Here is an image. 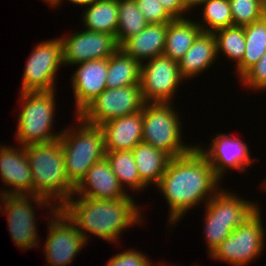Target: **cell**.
<instances>
[{
	"instance_id": "obj_1",
	"label": "cell",
	"mask_w": 266,
	"mask_h": 266,
	"mask_svg": "<svg viewBox=\"0 0 266 266\" xmlns=\"http://www.w3.org/2000/svg\"><path fill=\"white\" fill-rule=\"evenodd\" d=\"M211 164L195 146L189 153L171 158L158 190L169 205V224H176L188 210L205 204L221 189Z\"/></svg>"
},
{
	"instance_id": "obj_2",
	"label": "cell",
	"mask_w": 266,
	"mask_h": 266,
	"mask_svg": "<svg viewBox=\"0 0 266 266\" xmlns=\"http://www.w3.org/2000/svg\"><path fill=\"white\" fill-rule=\"evenodd\" d=\"M74 198L75 195H72L59 210L87 243L90 240L89 234H92L109 243L119 244L118 239L125 229L144 222L142 207L136 204L134 198Z\"/></svg>"
},
{
	"instance_id": "obj_3",
	"label": "cell",
	"mask_w": 266,
	"mask_h": 266,
	"mask_svg": "<svg viewBox=\"0 0 266 266\" xmlns=\"http://www.w3.org/2000/svg\"><path fill=\"white\" fill-rule=\"evenodd\" d=\"M24 147L32 172V195L43 197L59 209L75 190L66 174L59 139Z\"/></svg>"
},
{
	"instance_id": "obj_4",
	"label": "cell",
	"mask_w": 266,
	"mask_h": 266,
	"mask_svg": "<svg viewBox=\"0 0 266 266\" xmlns=\"http://www.w3.org/2000/svg\"><path fill=\"white\" fill-rule=\"evenodd\" d=\"M76 120L77 128L63 129L59 137L66 174L74 187L85 177L87 170L104 159L106 154L102 128L87 124L79 116Z\"/></svg>"
},
{
	"instance_id": "obj_5",
	"label": "cell",
	"mask_w": 266,
	"mask_h": 266,
	"mask_svg": "<svg viewBox=\"0 0 266 266\" xmlns=\"http://www.w3.org/2000/svg\"><path fill=\"white\" fill-rule=\"evenodd\" d=\"M55 90L22 91L19 96L21 110L17 121L16 141L20 145L50 143L61 136L52 132L56 108Z\"/></svg>"
},
{
	"instance_id": "obj_6",
	"label": "cell",
	"mask_w": 266,
	"mask_h": 266,
	"mask_svg": "<svg viewBox=\"0 0 266 266\" xmlns=\"http://www.w3.org/2000/svg\"><path fill=\"white\" fill-rule=\"evenodd\" d=\"M220 189L206 204L205 240L209 256L232 231L252 216L260 206L227 191Z\"/></svg>"
},
{
	"instance_id": "obj_7",
	"label": "cell",
	"mask_w": 266,
	"mask_h": 266,
	"mask_svg": "<svg viewBox=\"0 0 266 266\" xmlns=\"http://www.w3.org/2000/svg\"><path fill=\"white\" fill-rule=\"evenodd\" d=\"M175 109L172 103L144 102L141 110L142 142L164 151L171 158L185 155L195 147L182 142V122Z\"/></svg>"
},
{
	"instance_id": "obj_8",
	"label": "cell",
	"mask_w": 266,
	"mask_h": 266,
	"mask_svg": "<svg viewBox=\"0 0 266 266\" xmlns=\"http://www.w3.org/2000/svg\"><path fill=\"white\" fill-rule=\"evenodd\" d=\"M1 201L0 211H4V214L7 215L8 230L15 245L22 251L39 246L40 239L37 234L38 229H36L37 220L33 202L39 208L49 207L51 215L58 210L55 204L35 195H2Z\"/></svg>"
},
{
	"instance_id": "obj_9",
	"label": "cell",
	"mask_w": 266,
	"mask_h": 266,
	"mask_svg": "<svg viewBox=\"0 0 266 266\" xmlns=\"http://www.w3.org/2000/svg\"><path fill=\"white\" fill-rule=\"evenodd\" d=\"M260 208L243 224L237 226L210 255L211 259L232 266H247L254 261L265 247V227Z\"/></svg>"
},
{
	"instance_id": "obj_10",
	"label": "cell",
	"mask_w": 266,
	"mask_h": 266,
	"mask_svg": "<svg viewBox=\"0 0 266 266\" xmlns=\"http://www.w3.org/2000/svg\"><path fill=\"white\" fill-rule=\"evenodd\" d=\"M36 45L24 65L21 92L56 90L57 71L64 65L61 38L44 40Z\"/></svg>"
},
{
	"instance_id": "obj_11",
	"label": "cell",
	"mask_w": 266,
	"mask_h": 266,
	"mask_svg": "<svg viewBox=\"0 0 266 266\" xmlns=\"http://www.w3.org/2000/svg\"><path fill=\"white\" fill-rule=\"evenodd\" d=\"M143 105L140 85L106 88L77 116L87 124L101 126L110 120L138 113Z\"/></svg>"
},
{
	"instance_id": "obj_12",
	"label": "cell",
	"mask_w": 266,
	"mask_h": 266,
	"mask_svg": "<svg viewBox=\"0 0 266 266\" xmlns=\"http://www.w3.org/2000/svg\"><path fill=\"white\" fill-rule=\"evenodd\" d=\"M184 80L178 62L159 55L141 63V94L144 102L172 103Z\"/></svg>"
},
{
	"instance_id": "obj_13",
	"label": "cell",
	"mask_w": 266,
	"mask_h": 266,
	"mask_svg": "<svg viewBox=\"0 0 266 266\" xmlns=\"http://www.w3.org/2000/svg\"><path fill=\"white\" fill-rule=\"evenodd\" d=\"M49 221L43 252L45 261L47 266H67L88 243L59 209Z\"/></svg>"
},
{
	"instance_id": "obj_14",
	"label": "cell",
	"mask_w": 266,
	"mask_h": 266,
	"mask_svg": "<svg viewBox=\"0 0 266 266\" xmlns=\"http://www.w3.org/2000/svg\"><path fill=\"white\" fill-rule=\"evenodd\" d=\"M68 35L60 37L64 66H75L93 59H107L119 49L116 37L109 33L84 29Z\"/></svg>"
},
{
	"instance_id": "obj_15",
	"label": "cell",
	"mask_w": 266,
	"mask_h": 266,
	"mask_svg": "<svg viewBox=\"0 0 266 266\" xmlns=\"http://www.w3.org/2000/svg\"><path fill=\"white\" fill-rule=\"evenodd\" d=\"M211 164L215 175L222 181L224 173L230 168L238 172H246L255 159L250 158L249 146L247 143L234 137L229 133H217L209 143V148L195 145ZM222 177V179H221Z\"/></svg>"
},
{
	"instance_id": "obj_16",
	"label": "cell",
	"mask_w": 266,
	"mask_h": 266,
	"mask_svg": "<svg viewBox=\"0 0 266 266\" xmlns=\"http://www.w3.org/2000/svg\"><path fill=\"white\" fill-rule=\"evenodd\" d=\"M17 147L0 146V177L10 187L0 191L2 195H32V172L25 147Z\"/></svg>"
},
{
	"instance_id": "obj_17",
	"label": "cell",
	"mask_w": 266,
	"mask_h": 266,
	"mask_svg": "<svg viewBox=\"0 0 266 266\" xmlns=\"http://www.w3.org/2000/svg\"><path fill=\"white\" fill-rule=\"evenodd\" d=\"M72 74L71 85L74 94L76 116L106 88L107 59H93L77 64Z\"/></svg>"
},
{
	"instance_id": "obj_18",
	"label": "cell",
	"mask_w": 266,
	"mask_h": 266,
	"mask_svg": "<svg viewBox=\"0 0 266 266\" xmlns=\"http://www.w3.org/2000/svg\"><path fill=\"white\" fill-rule=\"evenodd\" d=\"M120 185L106 158L94 163L85 177L75 187L74 194L83 198L119 199L133 198Z\"/></svg>"
},
{
	"instance_id": "obj_19",
	"label": "cell",
	"mask_w": 266,
	"mask_h": 266,
	"mask_svg": "<svg viewBox=\"0 0 266 266\" xmlns=\"http://www.w3.org/2000/svg\"><path fill=\"white\" fill-rule=\"evenodd\" d=\"M100 127L104 133L105 151L132 150L142 142L143 112L110 120Z\"/></svg>"
},
{
	"instance_id": "obj_20",
	"label": "cell",
	"mask_w": 266,
	"mask_h": 266,
	"mask_svg": "<svg viewBox=\"0 0 266 266\" xmlns=\"http://www.w3.org/2000/svg\"><path fill=\"white\" fill-rule=\"evenodd\" d=\"M167 23L148 24L140 33L126 39L119 48L140 63L163 55Z\"/></svg>"
},
{
	"instance_id": "obj_21",
	"label": "cell",
	"mask_w": 266,
	"mask_h": 266,
	"mask_svg": "<svg viewBox=\"0 0 266 266\" xmlns=\"http://www.w3.org/2000/svg\"><path fill=\"white\" fill-rule=\"evenodd\" d=\"M216 41L213 33L201 32L178 62L181 77L187 79L207 71L216 61Z\"/></svg>"
},
{
	"instance_id": "obj_22",
	"label": "cell",
	"mask_w": 266,
	"mask_h": 266,
	"mask_svg": "<svg viewBox=\"0 0 266 266\" xmlns=\"http://www.w3.org/2000/svg\"><path fill=\"white\" fill-rule=\"evenodd\" d=\"M201 32L202 29L197 21L189 19V16L173 19L167 23L163 54L179 62Z\"/></svg>"
},
{
	"instance_id": "obj_23",
	"label": "cell",
	"mask_w": 266,
	"mask_h": 266,
	"mask_svg": "<svg viewBox=\"0 0 266 266\" xmlns=\"http://www.w3.org/2000/svg\"><path fill=\"white\" fill-rule=\"evenodd\" d=\"M132 153L141 181L146 186L151 183L157 186L171 157L164 151L144 142L138 143L132 149Z\"/></svg>"
},
{
	"instance_id": "obj_24",
	"label": "cell",
	"mask_w": 266,
	"mask_h": 266,
	"mask_svg": "<svg viewBox=\"0 0 266 266\" xmlns=\"http://www.w3.org/2000/svg\"><path fill=\"white\" fill-rule=\"evenodd\" d=\"M141 63L120 48L108 58L107 88L140 85Z\"/></svg>"
},
{
	"instance_id": "obj_25",
	"label": "cell",
	"mask_w": 266,
	"mask_h": 266,
	"mask_svg": "<svg viewBox=\"0 0 266 266\" xmlns=\"http://www.w3.org/2000/svg\"><path fill=\"white\" fill-rule=\"evenodd\" d=\"M83 14L86 30L105 32L116 37L118 26V0H95Z\"/></svg>"
},
{
	"instance_id": "obj_26",
	"label": "cell",
	"mask_w": 266,
	"mask_h": 266,
	"mask_svg": "<svg viewBox=\"0 0 266 266\" xmlns=\"http://www.w3.org/2000/svg\"><path fill=\"white\" fill-rule=\"evenodd\" d=\"M245 52L242 60L235 65L240 79L266 52V23L261 19L244 27Z\"/></svg>"
},
{
	"instance_id": "obj_27",
	"label": "cell",
	"mask_w": 266,
	"mask_h": 266,
	"mask_svg": "<svg viewBox=\"0 0 266 266\" xmlns=\"http://www.w3.org/2000/svg\"><path fill=\"white\" fill-rule=\"evenodd\" d=\"M105 158L124 190L125 187L136 192L146 189L139 177L132 150L106 151Z\"/></svg>"
},
{
	"instance_id": "obj_28",
	"label": "cell",
	"mask_w": 266,
	"mask_h": 266,
	"mask_svg": "<svg viewBox=\"0 0 266 266\" xmlns=\"http://www.w3.org/2000/svg\"><path fill=\"white\" fill-rule=\"evenodd\" d=\"M148 24L135 0H118L116 40L119 46L126 39L140 33Z\"/></svg>"
},
{
	"instance_id": "obj_29",
	"label": "cell",
	"mask_w": 266,
	"mask_h": 266,
	"mask_svg": "<svg viewBox=\"0 0 266 266\" xmlns=\"http://www.w3.org/2000/svg\"><path fill=\"white\" fill-rule=\"evenodd\" d=\"M213 34L216 41L217 57L221 53L237 65L245 52L244 27L230 26L219 29Z\"/></svg>"
},
{
	"instance_id": "obj_30",
	"label": "cell",
	"mask_w": 266,
	"mask_h": 266,
	"mask_svg": "<svg viewBox=\"0 0 266 266\" xmlns=\"http://www.w3.org/2000/svg\"><path fill=\"white\" fill-rule=\"evenodd\" d=\"M202 23L197 22L202 32L213 33L219 29L233 26L232 13L228 0H208L203 4Z\"/></svg>"
},
{
	"instance_id": "obj_31",
	"label": "cell",
	"mask_w": 266,
	"mask_h": 266,
	"mask_svg": "<svg viewBox=\"0 0 266 266\" xmlns=\"http://www.w3.org/2000/svg\"><path fill=\"white\" fill-rule=\"evenodd\" d=\"M233 26L245 27L260 19L261 0H228Z\"/></svg>"
},
{
	"instance_id": "obj_32",
	"label": "cell",
	"mask_w": 266,
	"mask_h": 266,
	"mask_svg": "<svg viewBox=\"0 0 266 266\" xmlns=\"http://www.w3.org/2000/svg\"><path fill=\"white\" fill-rule=\"evenodd\" d=\"M239 80L247 89L266 91V52L262 58L251 67Z\"/></svg>"
},
{
	"instance_id": "obj_33",
	"label": "cell",
	"mask_w": 266,
	"mask_h": 266,
	"mask_svg": "<svg viewBox=\"0 0 266 266\" xmlns=\"http://www.w3.org/2000/svg\"><path fill=\"white\" fill-rule=\"evenodd\" d=\"M138 9L145 17V20L151 23H169L173 18L166 12L163 5L158 0H135Z\"/></svg>"
},
{
	"instance_id": "obj_34",
	"label": "cell",
	"mask_w": 266,
	"mask_h": 266,
	"mask_svg": "<svg viewBox=\"0 0 266 266\" xmlns=\"http://www.w3.org/2000/svg\"><path fill=\"white\" fill-rule=\"evenodd\" d=\"M106 266H157L152 263L146 254L140 252V250L127 249L124 252L114 254Z\"/></svg>"
},
{
	"instance_id": "obj_35",
	"label": "cell",
	"mask_w": 266,
	"mask_h": 266,
	"mask_svg": "<svg viewBox=\"0 0 266 266\" xmlns=\"http://www.w3.org/2000/svg\"><path fill=\"white\" fill-rule=\"evenodd\" d=\"M162 5L166 12L173 19H181L185 18L187 14L184 10V4L182 0H158Z\"/></svg>"
},
{
	"instance_id": "obj_36",
	"label": "cell",
	"mask_w": 266,
	"mask_h": 266,
	"mask_svg": "<svg viewBox=\"0 0 266 266\" xmlns=\"http://www.w3.org/2000/svg\"><path fill=\"white\" fill-rule=\"evenodd\" d=\"M183 4H184V10L187 13H190V10H193L194 8L196 9V7L199 6H203V4L205 2H207L208 0H182Z\"/></svg>"
},
{
	"instance_id": "obj_37",
	"label": "cell",
	"mask_w": 266,
	"mask_h": 266,
	"mask_svg": "<svg viewBox=\"0 0 266 266\" xmlns=\"http://www.w3.org/2000/svg\"><path fill=\"white\" fill-rule=\"evenodd\" d=\"M62 1V2H61ZM74 3V4H78L79 6H83V7H87L89 6L92 2H94L95 0H68V2ZM61 3H63V0H58V3L56 5V7L60 6Z\"/></svg>"
},
{
	"instance_id": "obj_38",
	"label": "cell",
	"mask_w": 266,
	"mask_h": 266,
	"mask_svg": "<svg viewBox=\"0 0 266 266\" xmlns=\"http://www.w3.org/2000/svg\"><path fill=\"white\" fill-rule=\"evenodd\" d=\"M260 19L266 23V0H261Z\"/></svg>"
},
{
	"instance_id": "obj_39",
	"label": "cell",
	"mask_w": 266,
	"mask_h": 266,
	"mask_svg": "<svg viewBox=\"0 0 266 266\" xmlns=\"http://www.w3.org/2000/svg\"><path fill=\"white\" fill-rule=\"evenodd\" d=\"M44 2L46 1V3L51 6L52 8H56V5L58 3V0H43Z\"/></svg>"
},
{
	"instance_id": "obj_40",
	"label": "cell",
	"mask_w": 266,
	"mask_h": 266,
	"mask_svg": "<svg viewBox=\"0 0 266 266\" xmlns=\"http://www.w3.org/2000/svg\"><path fill=\"white\" fill-rule=\"evenodd\" d=\"M261 186L264 187L266 190V179H265V181L263 180V184Z\"/></svg>"
},
{
	"instance_id": "obj_41",
	"label": "cell",
	"mask_w": 266,
	"mask_h": 266,
	"mask_svg": "<svg viewBox=\"0 0 266 266\" xmlns=\"http://www.w3.org/2000/svg\"><path fill=\"white\" fill-rule=\"evenodd\" d=\"M165 266H168V264H165ZM169 266H172V265H169ZM173 266H175V265H173ZM193 266H195V265H193ZM196 266H199V265H196Z\"/></svg>"
},
{
	"instance_id": "obj_42",
	"label": "cell",
	"mask_w": 266,
	"mask_h": 266,
	"mask_svg": "<svg viewBox=\"0 0 266 266\" xmlns=\"http://www.w3.org/2000/svg\"><path fill=\"white\" fill-rule=\"evenodd\" d=\"M161 264H162V265H161ZM161 264H158L157 266H159V265H160V266H165V264H164V263H161Z\"/></svg>"
}]
</instances>
